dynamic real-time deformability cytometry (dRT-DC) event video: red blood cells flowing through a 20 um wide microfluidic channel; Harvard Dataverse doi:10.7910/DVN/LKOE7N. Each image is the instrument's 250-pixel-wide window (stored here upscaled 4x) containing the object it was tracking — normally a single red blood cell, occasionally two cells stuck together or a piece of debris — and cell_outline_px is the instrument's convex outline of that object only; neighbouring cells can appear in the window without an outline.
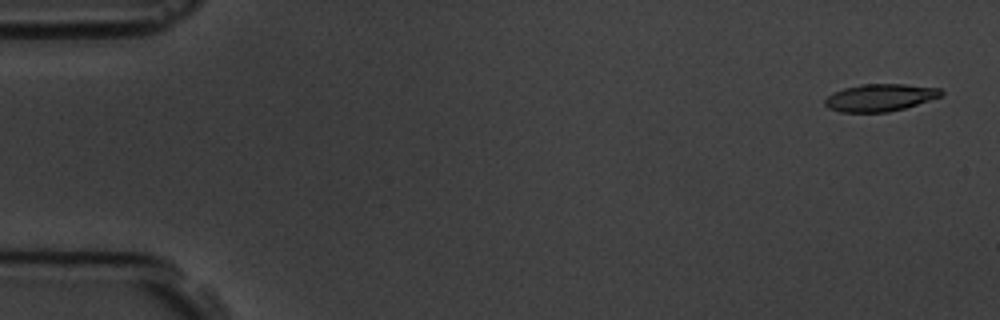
{"species": "common noctule bat (a hibernating species)", "species_latin": "Nyctalus noctula", "temperature_condition": "room temperature", "stored_images_in_passage": 4, "camera_frame_rate_fps": 3000, "um_per_image_px": 0.085, "animal": {"sex": "male", "body_mass_g": 19.5, "forearm_length_mm": 54.6}, "frame": {"image": 1, "passage_image": 1, "time_ms": 0.0, "image_size_px": [1000, 320], "cell_outline_px": [[944, 92], [940, 96], [904, 108], [888, 112], [840, 112], [828, 108], [824, 104], [824, 100], [832, 92], [844, 88], [860, 84], [904, 84], [940, 88]], "centroid_in_image_um": [74.75, 8.29], "position_along_channel_um": 10.2, "area_um2": 18.44}}
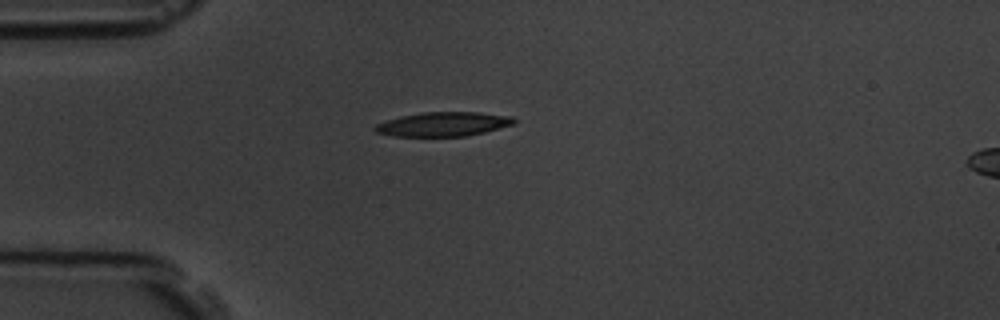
{"frame": {"image": 2, "passage_image": 4, "time_ms": 4.333, "image_size_px": [1000, 320], "cell_outline_px": [[516, 120], [512, 124], [484, 132], [468, 136], [392, 136], [376, 132], [372, 128], [376, 124], [400, 116], [424, 112], [480, 112], [512, 116]], "centroid_in_image_um": [37.66, 10.55], "position_along_channel_um": 47.3, "area_um2": 19.54}}